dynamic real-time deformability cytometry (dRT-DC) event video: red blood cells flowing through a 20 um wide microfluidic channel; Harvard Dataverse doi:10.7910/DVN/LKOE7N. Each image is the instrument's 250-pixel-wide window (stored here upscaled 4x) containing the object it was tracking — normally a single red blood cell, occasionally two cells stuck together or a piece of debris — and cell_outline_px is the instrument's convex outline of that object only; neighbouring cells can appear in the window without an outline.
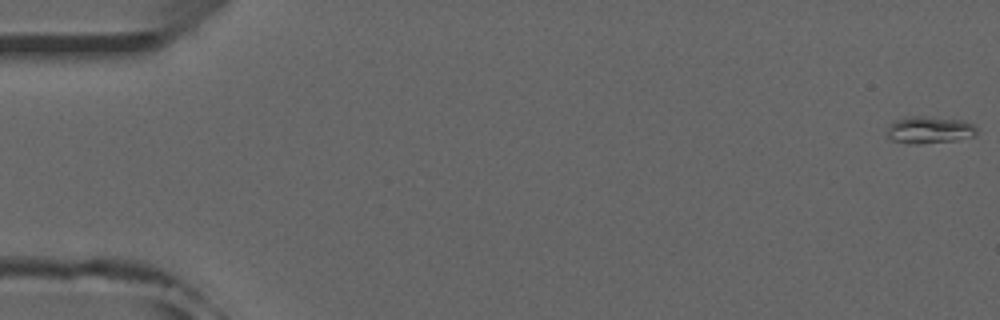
{"species": "common noctule bat (a hibernating species)", "species_latin": "Nyctalus noctula", "temperature_condition": "room temperature", "stored_images_in_passage": 52, "camera_frame_rate_fps": 3000, "um_per_image_px": 0.085, "animal": {"sex": "male", "forearm_length_mm": 52.5}, "frame": {"image": 1, "passage_image": 1, "time_ms": 0.0, "image_size_px": [1000, 320], "cell_outline_px": [[976, 136], [956, 140], [920, 144], [908, 144], [892, 140], [888, 136], [888, 128], [896, 120], [904, 116], [928, 116], [964, 120], [976, 124]], "centroid_in_image_um": [79.05, 11.03], "position_along_channel_um": 6.0, "area_um2": 14.39}}
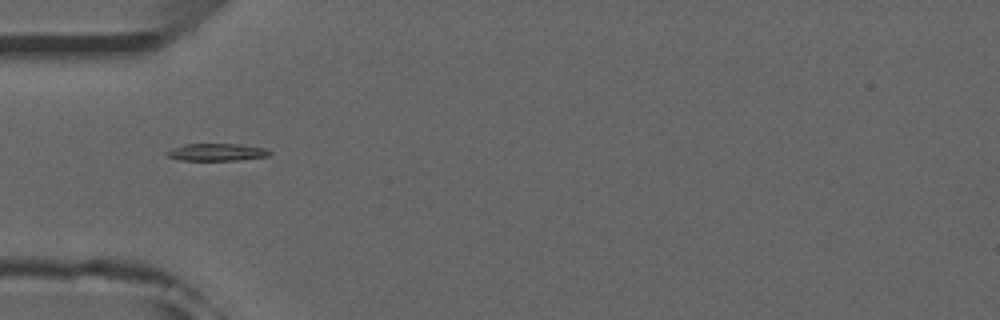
{"frame": {"image": 2, "passage_image": 17, "time_ms": 5.333, "image_size_px": [1000, 320], "cell_outline_px": [[272, 152], [268, 156], [240, 160], [180, 160], [164, 156], [164, 152], [172, 148], [184, 144], [240, 144], [268, 148]], "centroid_in_image_um": [18.41, 12.93], "position_along_channel_um": 66.6, "area_um2": 10.58}, "authors_computed_cell_mechanics": {"area_um2": 10.2884, "velocity_mm_per_s": 3.9759, "shape_relaxation_time_tau1_ms": 3.1578, "shape_relaxation_time_tau2_ms": null, "deformation_change_tau1": 0.1327, "deformation_change_tau2": null}}